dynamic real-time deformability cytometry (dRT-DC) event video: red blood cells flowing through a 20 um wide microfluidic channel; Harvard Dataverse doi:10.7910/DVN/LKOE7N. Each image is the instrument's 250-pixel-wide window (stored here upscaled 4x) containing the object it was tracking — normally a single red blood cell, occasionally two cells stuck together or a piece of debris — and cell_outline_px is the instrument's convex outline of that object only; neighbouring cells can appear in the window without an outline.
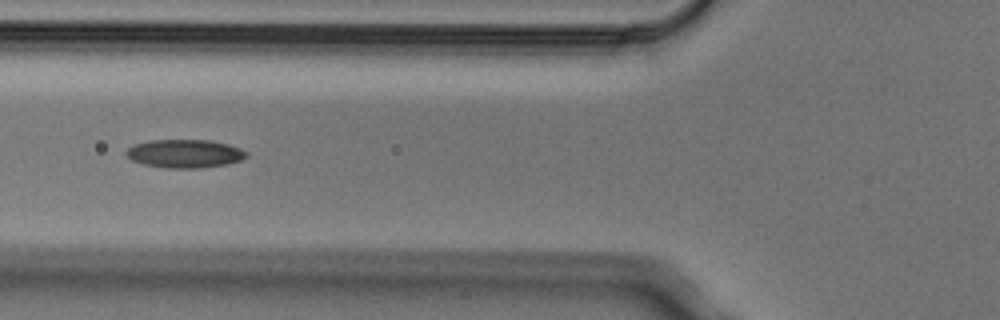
{"species": "Egyptian fruit bat (a non-hibernating species)", "species_latin": "Rousettus aegyptiacus", "temperature_condition": "cold", "stored_images_in_passage": 9, "camera_frame_rate_fps": 3000, "um_per_image_px": 0.085, "animal": {"sex": "male"}, "frame": {"image": 1, "passage_image": 6, "time_ms": 1.667, "image_size_px": [1000, 320], "cell_outline_px": [[248, 156], [240, 160], [228, 164], [200, 168], [168, 168], [144, 164], [132, 160], [124, 152], [128, 148], [136, 144], [148, 140], [208, 140], [228, 144], [240, 148], [248, 152]], "centroid_in_image_um": [15.73, 13.05], "position_along_channel_um": 110.1, "area_um2": 19.83}}
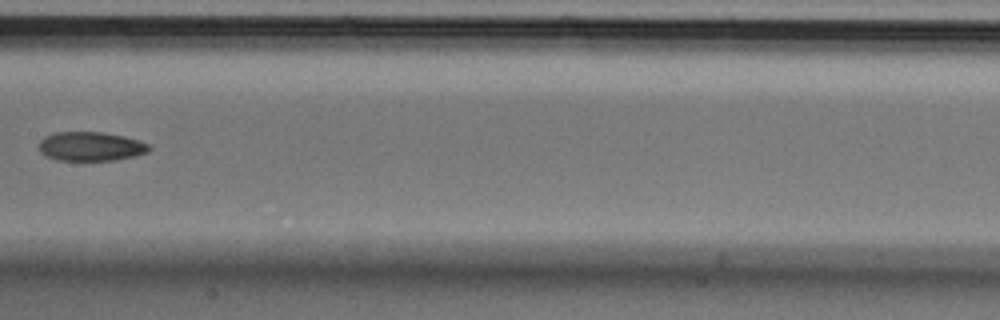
{"frame": {"image": 2, "passage_image": 8, "time_ms": 2.333, "image_size_px": [1000, 320], "cell_outline_px": [[152, 148], [148, 152], [136, 156], [116, 160], [56, 160], [40, 152], [40, 140], [44, 136], [56, 132], [104, 132], [124, 136], [148, 144]], "centroid_in_image_um": [7.73, 12.44], "position_along_channel_um": 199.7, "area_um2": 18.67}}
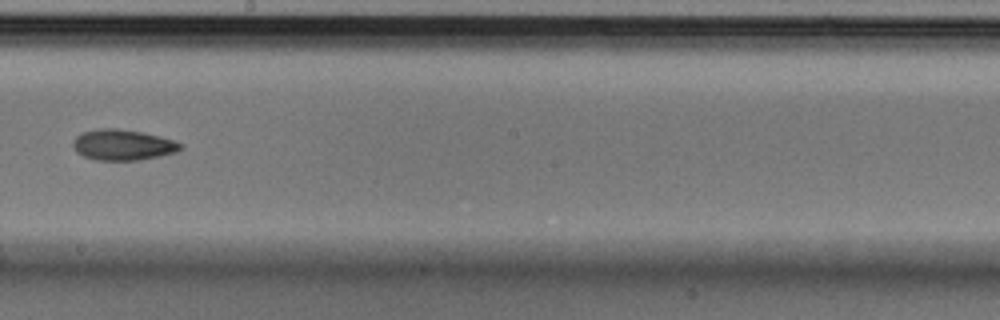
{"frame": {"image": 3, "passage_image": 9, "time_ms": 2.667, "image_size_px": [1000, 320], "cell_outline_px": [[184, 148], [176, 152], [160, 156], [140, 160], [96, 160], [84, 156], [76, 152], [72, 144], [72, 140], [76, 136], [84, 132], [96, 128], [116, 128], [144, 132], [160, 136], [184, 144]], "centroid_in_image_um": [10.45, 12.31], "position_along_channel_um": 237.7, "area_um2": 19.48}}